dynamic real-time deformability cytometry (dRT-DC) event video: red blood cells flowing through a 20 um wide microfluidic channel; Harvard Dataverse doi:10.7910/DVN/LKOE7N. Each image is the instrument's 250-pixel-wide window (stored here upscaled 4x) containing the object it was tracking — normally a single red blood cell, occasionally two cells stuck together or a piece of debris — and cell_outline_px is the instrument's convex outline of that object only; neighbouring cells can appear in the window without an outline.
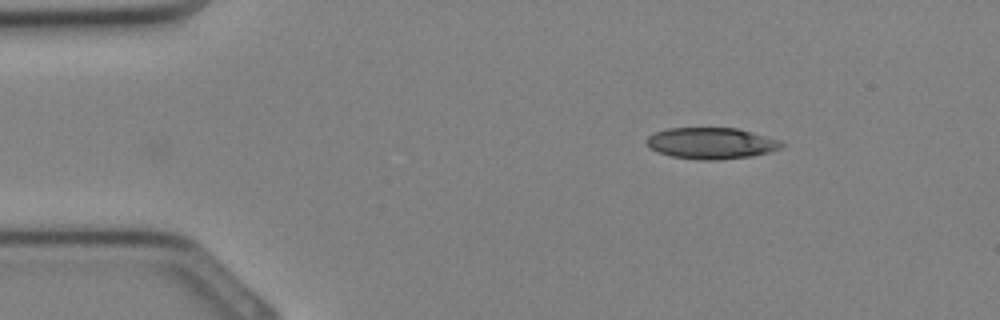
{"species": "Egyptian fruit bat (a non-hibernating species)", "species_latin": "Rousettus aegyptiacus", "temperature_condition": "cold", "stored_images_in_passage": 8, "camera_frame_rate_fps": 3000, "um_per_image_px": 0.085, "animal": {"sex": "female"}, "frame": {"image": 1, "passage_image": 1, "time_ms": 0.0, "image_size_px": [1000, 320], "cell_outline_px": [[784, 148], [752, 156], [716, 160], [704, 160], [672, 156], [656, 152], [644, 140], [648, 136], [656, 132], [668, 128], [736, 128], [752, 132], [776, 140], [784, 144]], "centroid_in_image_um": [60.44, 12.18], "position_along_channel_um": 24.6, "area_um2": 24.39}}
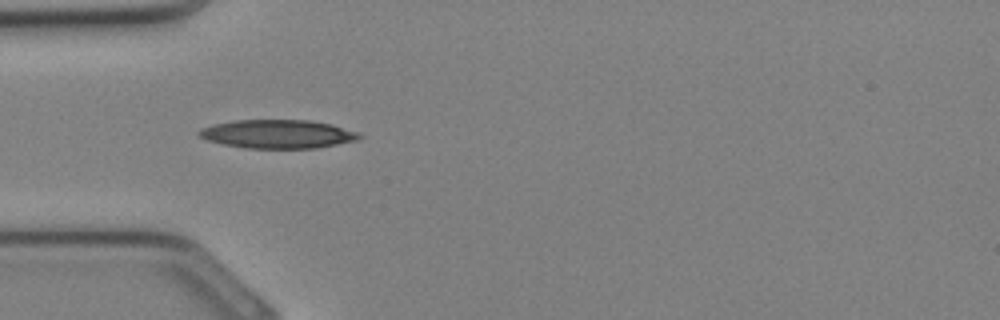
{"frame": {"image": 2, "passage_image": 6, "time_ms": 1.667, "image_size_px": [1000, 320], "cell_outline_px": [[364, 136], [360, 140], [316, 148], [244, 148], [224, 144], [208, 140], [200, 136], [196, 132], [200, 128], [212, 124], [236, 120], [312, 120], [332, 124], [360, 132]], "centroid_in_image_um": [23.66, 11.39], "position_along_channel_um": 61.3, "area_um2": 26.99}}
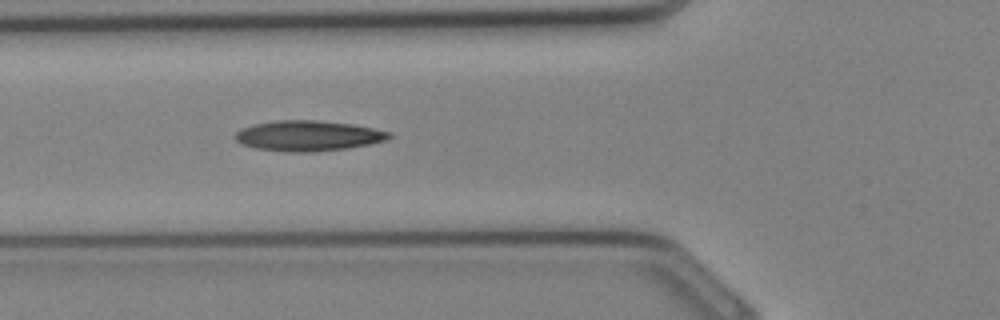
{"frame": {"image": 3, "passage_image": 8, "time_ms": 2.333, "image_size_px": [1000, 320], "cell_outline_px": [[392, 136], [384, 140], [372, 144], [348, 148], [316, 152], [284, 152], [256, 148], [240, 144], [232, 136], [240, 128], [256, 124], [276, 120], [316, 120], [352, 124], [392, 132]], "centroid_in_image_um": [26.17, 11.55], "position_along_channel_um": 99.6, "area_um2": 27.51}}